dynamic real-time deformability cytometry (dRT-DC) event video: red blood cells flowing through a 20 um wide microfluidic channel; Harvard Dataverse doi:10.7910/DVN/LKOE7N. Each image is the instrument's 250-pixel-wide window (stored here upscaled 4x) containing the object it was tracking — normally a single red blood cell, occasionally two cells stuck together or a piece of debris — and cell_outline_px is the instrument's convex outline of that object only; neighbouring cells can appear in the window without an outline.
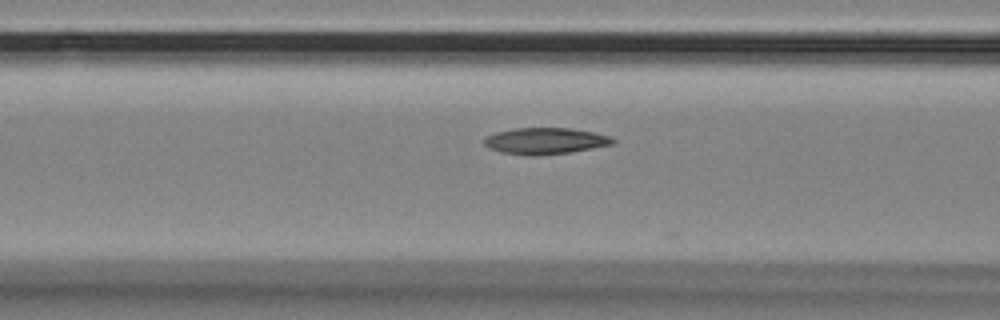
{"species": "Egyptian fruit bat (a non-hibernating species)", "species_latin": "Rousettus aegyptiacus", "temperature_condition": "room temperature", "stored_images_in_passage": 28, "camera_frame_rate_fps": 3000, "um_per_image_px": 0.085, "animal": {"sex": "female"}, "frame": {"image": 1, "passage_image": 5, "time_ms": 1.333, "image_size_px": [1000, 320], "cell_outline_px": [[616, 140], [612, 144], [592, 148], [568, 152], [536, 156], [532, 156], [500, 152], [488, 148], [484, 144], [484, 140], [488, 136], [496, 132], [512, 128], [572, 128], [592, 132], [608, 136]], "centroid_in_image_um": [46.3, 11.98], "position_along_channel_um": 120.3, "area_um2": 19.65}}
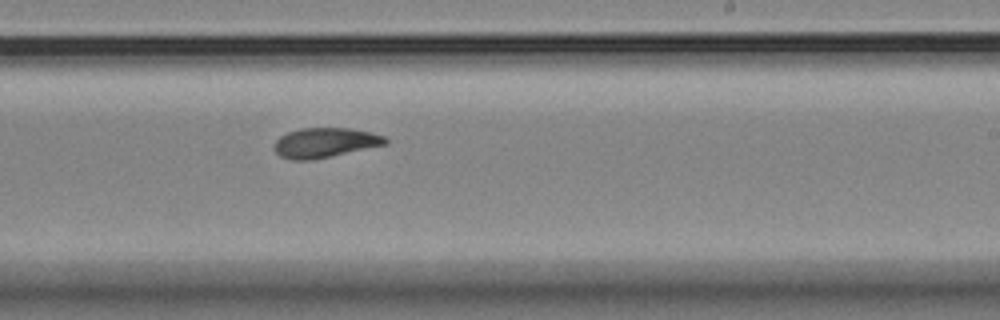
{"frame": {"image": 2, "passage_image": 17, "time_ms": 5.333, "image_size_px": [1000, 320], "cell_outline_px": [[388, 144], [312, 160], [292, 160], [280, 156], [272, 148], [276, 140], [280, 136], [288, 132], [300, 128], [352, 128], [372, 132], [384, 136], [388, 140]], "centroid_in_image_um": [27.62, 12.12], "position_along_channel_um": 261.4, "area_um2": 19.42}}
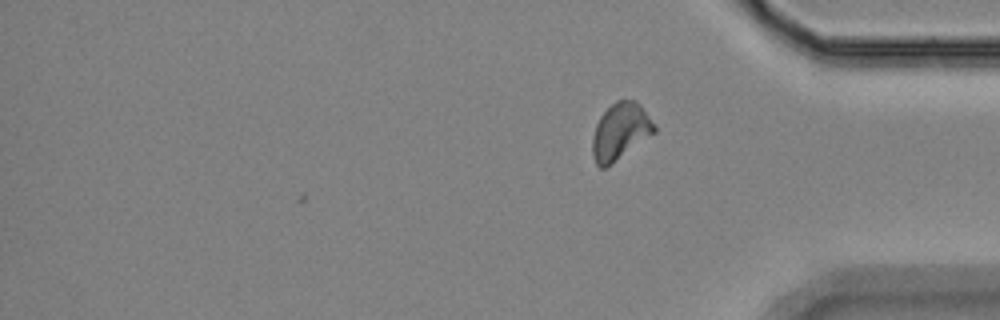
{"frame": {"image": 3, "passage_image": 28, "time_ms": 9.0, "image_size_px": [1000, 320], "cell_outline_px": [[656, 132], [612, 164], [604, 168], [600, 168], [596, 164], [592, 156], [592, 136], [596, 124], [600, 116], [616, 100], [636, 100], [640, 104], [656, 128]], "centroid_in_image_um": [52.7, 11.19], "position_along_channel_um": 382.5, "area_um2": 20.4}}